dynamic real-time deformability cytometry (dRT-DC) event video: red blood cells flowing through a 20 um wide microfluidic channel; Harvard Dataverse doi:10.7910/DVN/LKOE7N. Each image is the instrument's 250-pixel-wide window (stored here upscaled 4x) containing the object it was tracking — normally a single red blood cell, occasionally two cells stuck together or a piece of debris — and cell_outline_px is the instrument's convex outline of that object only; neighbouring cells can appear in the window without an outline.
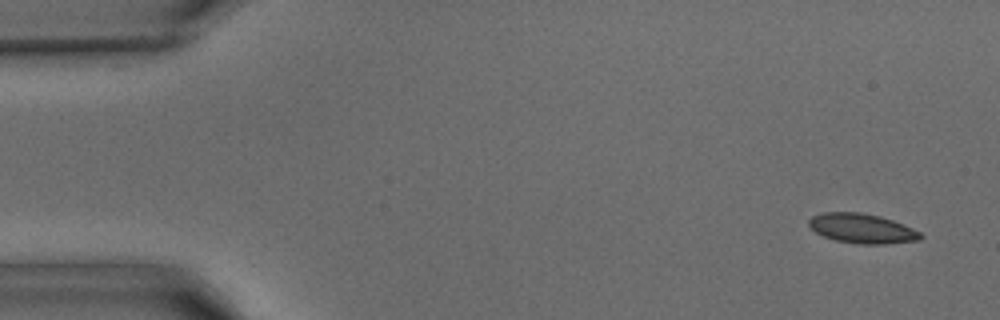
{"species": "common noctule bat (a hibernating species)", "species_latin": "Nyctalus noctula", "temperature_condition": "warm", "stored_images_in_passage": 41, "camera_frame_rate_fps": 3000, "um_per_image_px": 0.085, "animal": {"sex": "male", "body_mass_g": 15.6}, "frame": {"image": 1, "passage_image": 1, "time_ms": 0.0, "image_size_px": [1000, 320], "cell_outline_px": [[924, 236], [920, 240], [884, 244], [856, 244], [836, 240], [824, 236], [816, 232], [808, 224], [808, 220], [812, 216], [824, 212], [860, 212], [880, 216], [892, 220], [912, 228], [920, 232]], "centroid_in_image_um": [73.28, 19.42], "position_along_channel_um": 11.7, "area_um2": 19.25}}
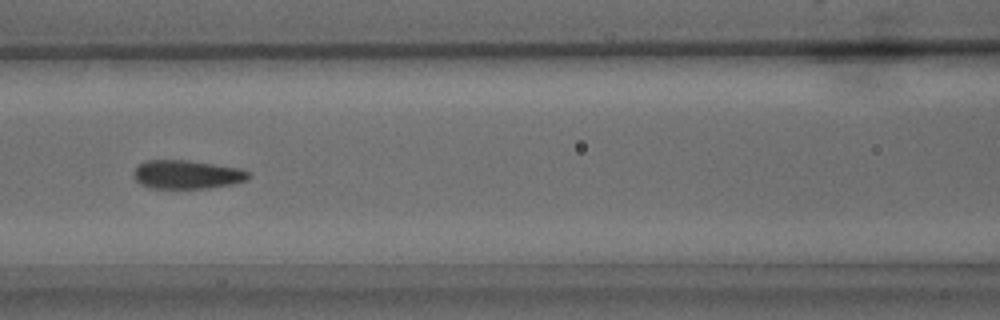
{"frame": {"image": 2, "passage_image": 17, "time_ms": 5.333, "image_size_px": [1000, 320], "cell_outline_px": [[252, 176], [244, 180], [232, 184], [208, 188], [152, 188], [140, 184], [132, 176], [132, 172], [136, 164], [148, 160], [188, 160], [244, 168], [252, 172]], "centroid_in_image_um": [15.9, 14.82], "position_along_channel_um": 150.7, "area_um2": 19.59}}
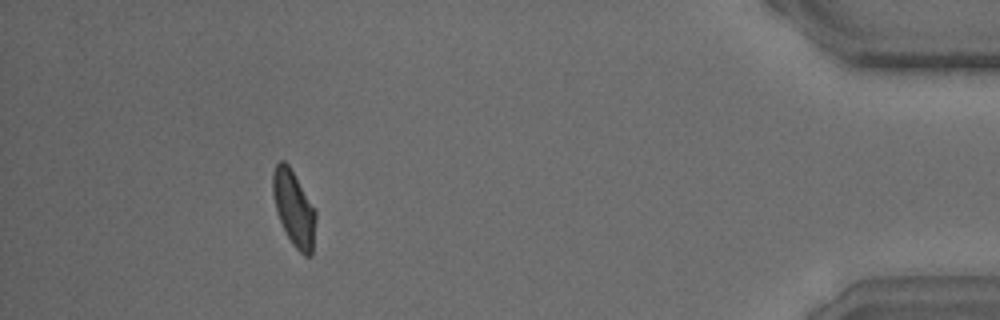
{"frame": {"image": 3, "passage_image": 37, "time_ms": 12.0, "image_size_px": [1000, 320], "cell_outline_px": [[316, 220], [312, 256], [304, 256], [292, 244], [280, 220], [276, 208], [272, 192], [272, 172], [276, 164], [280, 160], [284, 160], [288, 164], [316, 208]], "centroid_in_image_um": [25.0, 17.7], "position_along_channel_um": 410.2, "area_um2": 18.96}}